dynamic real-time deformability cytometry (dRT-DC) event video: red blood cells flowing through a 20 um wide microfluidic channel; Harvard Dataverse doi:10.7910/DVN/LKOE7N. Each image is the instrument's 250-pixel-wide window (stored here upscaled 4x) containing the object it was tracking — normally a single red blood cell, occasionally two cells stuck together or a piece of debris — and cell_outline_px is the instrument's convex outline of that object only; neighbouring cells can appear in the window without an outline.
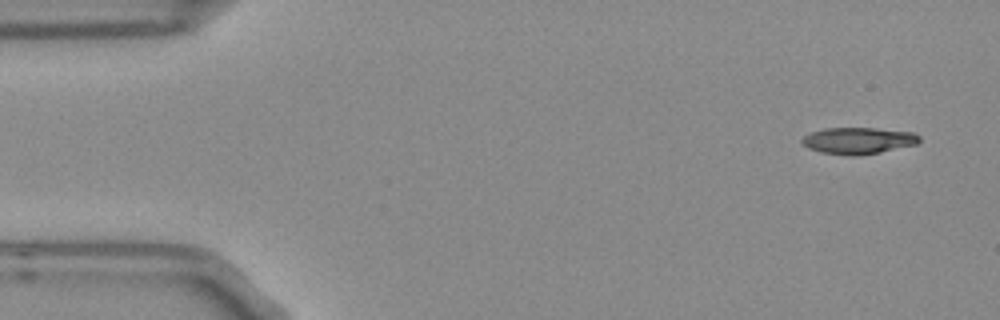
{"species": "Egyptian fruit bat (a non-hibernating species)", "species_latin": "Rousettus aegyptiacus", "temperature_condition": "room temperature", "stored_images_in_passage": 4, "camera_frame_rate_fps": 3000, "um_per_image_px": 0.085, "frame": {"image": 1, "passage_image": 1, "time_ms": 0.0, "image_size_px": [1000, 320], "cell_outline_px": [[920, 140], [916, 144], [880, 152], [856, 156], [852, 156], [820, 152], [808, 148], [800, 140], [804, 136], [812, 132], [824, 128], [876, 128], [912, 132], [920, 136]], "centroid_in_image_um": [72.94, 11.95], "position_along_channel_um": 12.1, "area_um2": 18.09}}
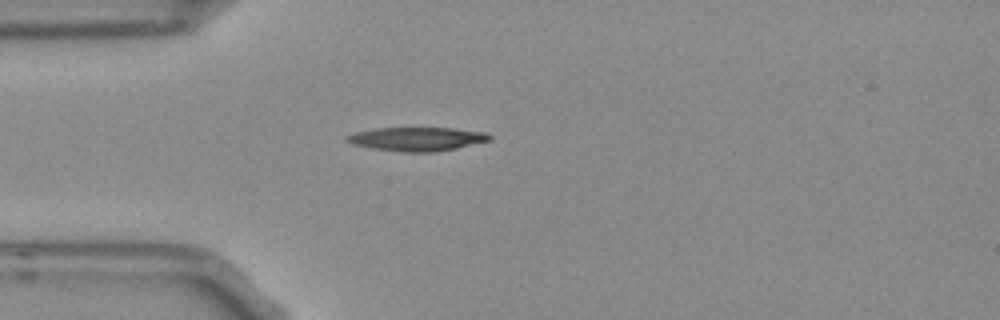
{"frame": {"image": 2, "passage_image": 4, "time_ms": 1.0, "image_size_px": [1000, 320], "cell_outline_px": [[492, 140], [456, 148], [432, 152], [404, 152], [372, 148], [352, 144], [344, 140], [348, 136], [356, 132], [376, 128], [452, 128], [488, 132], [492, 136]], "centroid_in_image_um": [35.49, 11.81], "position_along_channel_um": 49.5, "area_um2": 19.71}}